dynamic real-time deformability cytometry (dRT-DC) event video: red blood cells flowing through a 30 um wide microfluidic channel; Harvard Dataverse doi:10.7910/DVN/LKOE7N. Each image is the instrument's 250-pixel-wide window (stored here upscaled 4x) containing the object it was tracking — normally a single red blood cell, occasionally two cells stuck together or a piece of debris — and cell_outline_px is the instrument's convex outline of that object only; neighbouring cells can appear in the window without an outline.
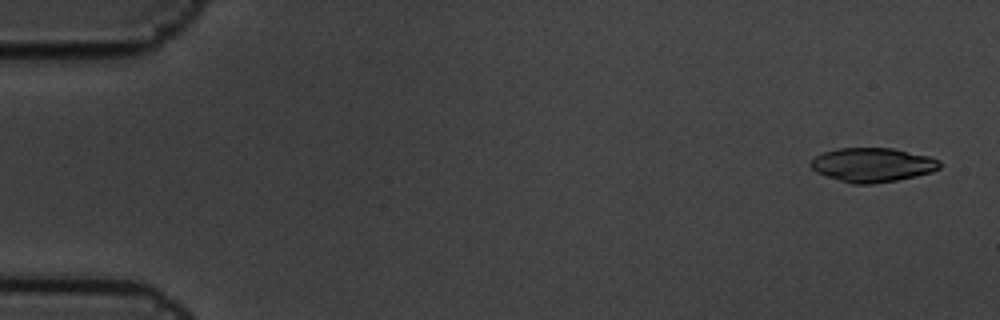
{"species": "common noctule bat (a hibernating species)", "species_latin": "Nyctalus noctula", "temperature_condition": "cold", "stored_images_in_passage": 5, "camera_frame_rate_fps": 3000, "um_per_image_px": 0.085, "animal": {"sex": "male", "body_mass_g": 19.5, "forearm_length_mm": 54.6}, "frame": {"image": 1, "passage_image": 1, "time_ms": 0.0, "image_size_px": [1000, 320], "cell_outline_px": [[940, 168], [932, 172], [916, 176], [896, 180], [872, 184], [852, 184], [816, 172], [808, 164], [816, 156], [824, 152], [836, 148], [892, 148], [928, 156], [940, 160]], "centroid_in_image_um": [74.16, 14.01], "position_along_channel_um": 10.8, "area_um2": 25.55}}
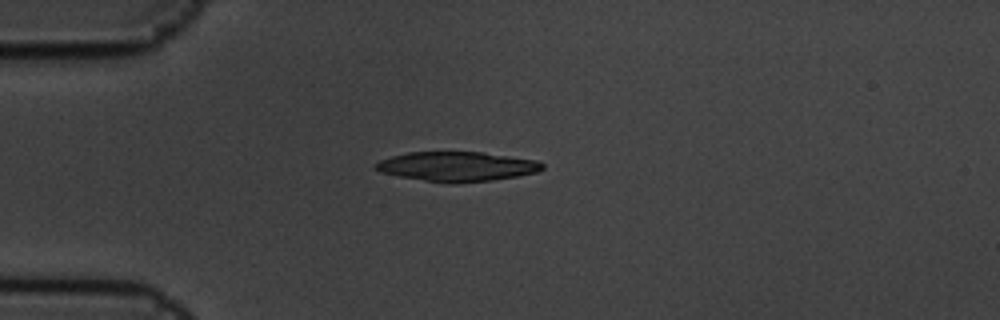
{"frame": {"image": 2, "passage_image": 5, "time_ms": 1.333, "image_size_px": [1000, 320], "cell_outline_px": [[544, 168], [536, 172], [516, 176], [492, 180], [456, 184], [452, 184], [424, 180], [400, 176], [380, 172], [376, 168], [376, 164], [380, 160], [392, 156], [408, 152], [484, 152], [540, 160], [544, 164]], "centroid_in_image_um": [38.9, 14.15], "position_along_channel_um": 46.1, "area_um2": 28.78}}